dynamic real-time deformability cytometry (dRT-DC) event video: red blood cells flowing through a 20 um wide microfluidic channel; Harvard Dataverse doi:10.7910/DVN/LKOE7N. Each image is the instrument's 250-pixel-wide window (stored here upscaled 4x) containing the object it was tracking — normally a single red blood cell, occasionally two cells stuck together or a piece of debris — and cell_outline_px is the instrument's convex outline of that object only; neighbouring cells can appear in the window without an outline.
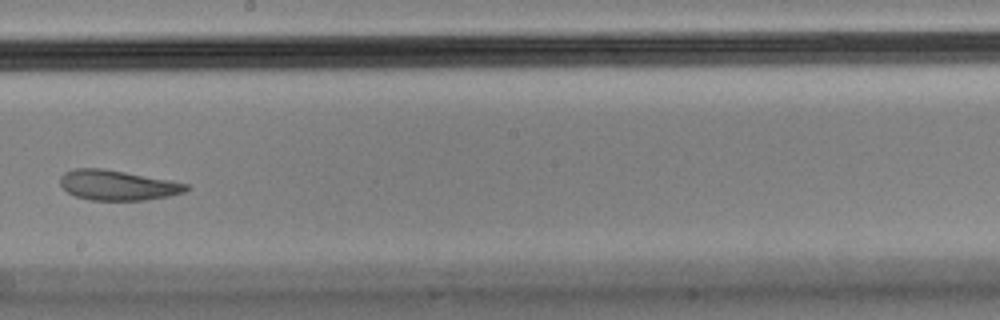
{"species": "Egyptian fruit bat (a non-hibernating species)", "species_latin": "Rousettus aegyptiacus", "temperature_condition": "cold", "stored_images_in_passage": 16, "camera_frame_rate_fps": 3000, "um_per_image_px": 0.085, "animal": {"sex": "male"}, "frame": {"image": 1, "passage_image": 7, "time_ms": 2.0, "image_size_px": [1000, 320], "cell_outline_px": [[188, 188], [184, 192], [168, 196], [144, 200], [88, 200], [76, 196], [68, 192], [60, 184], [60, 176], [64, 172], [76, 168], [104, 168], [168, 180], [188, 184]], "centroid_in_image_um": [9.95, 15.74], "position_along_channel_um": 238.2, "area_um2": 21.91}}
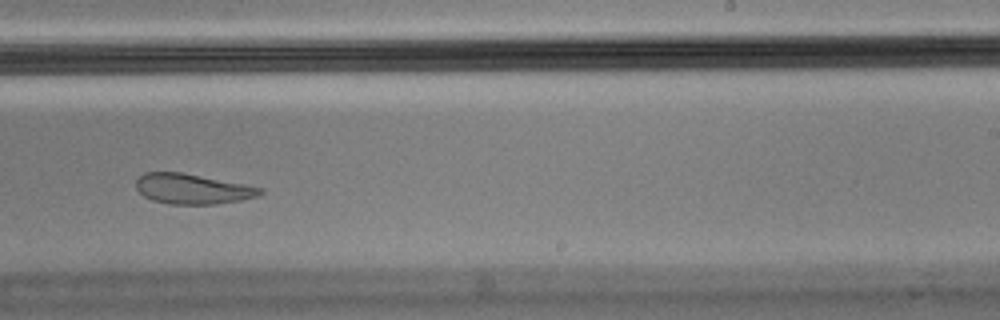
{"frame": {"image": 2, "passage_image": 8, "time_ms": 2.333, "image_size_px": [1000, 320], "cell_outline_px": [[264, 192], [260, 196], [240, 200], [216, 204], [168, 204], [152, 200], [144, 196], [136, 188], [136, 180], [144, 172], [180, 172], [244, 184], [264, 188]], "centroid_in_image_um": [16.37, 16.06], "position_along_channel_um": 272.6, "area_um2": 21.79}}